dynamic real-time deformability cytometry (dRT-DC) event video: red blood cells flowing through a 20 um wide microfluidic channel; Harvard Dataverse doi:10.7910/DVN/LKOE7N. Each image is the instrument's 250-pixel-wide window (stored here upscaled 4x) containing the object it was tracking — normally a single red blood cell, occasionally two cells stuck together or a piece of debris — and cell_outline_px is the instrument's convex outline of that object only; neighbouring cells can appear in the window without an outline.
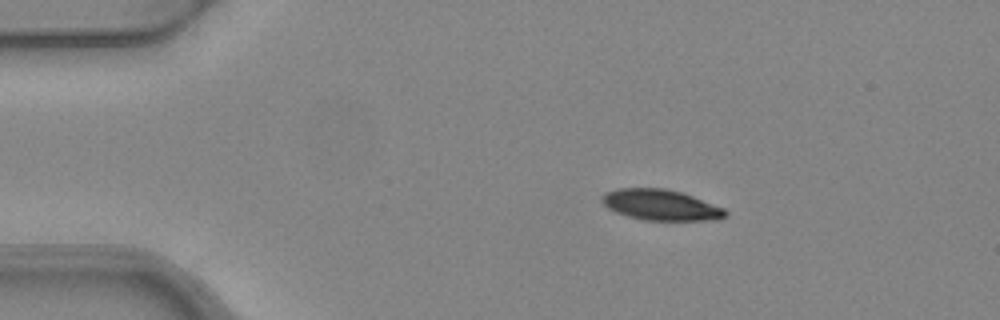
{"species": "common noctule bat (a hibernating species)", "species_latin": "Nyctalus noctula", "temperature_condition": "warm", "stored_images_in_passage": 5, "camera_frame_rate_fps": 3000, "um_per_image_px": 0.085, "animal": {"sex": "female", "body_mass_g": 24.6, "forearm_length_mm": 56.2}, "frame": {"image": 1, "passage_image": 1, "time_ms": 0.0, "image_size_px": [1000, 320], "cell_outline_px": [[728, 216], [720, 220], [644, 220], [628, 216], [616, 212], [608, 208], [600, 200], [600, 196], [604, 192], [616, 188], [664, 188], [680, 192], [692, 196], [724, 208], [728, 212]], "centroid_in_image_um": [56.15, 17.42], "position_along_channel_um": 28.8, "area_um2": 22.25}}
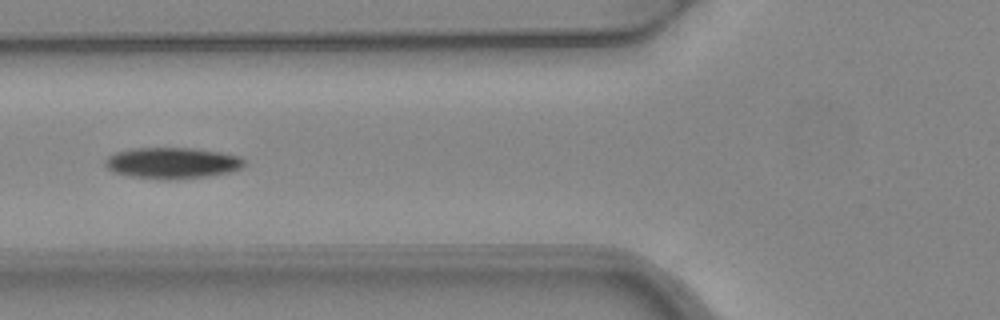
{"frame": {"image": 2, "passage_image": 4, "time_ms": 1.0, "image_size_px": [1000, 320], "cell_outline_px": [[244, 164], [240, 168], [228, 172], [208, 176], [168, 180], [160, 180], [132, 176], [112, 172], [104, 164], [104, 160], [108, 156], [116, 152], [132, 148], [196, 148], [220, 152], [240, 156], [244, 160]], "centroid_in_image_um": [14.61, 13.85], "position_along_channel_um": 111.2, "area_um2": 25.32}}
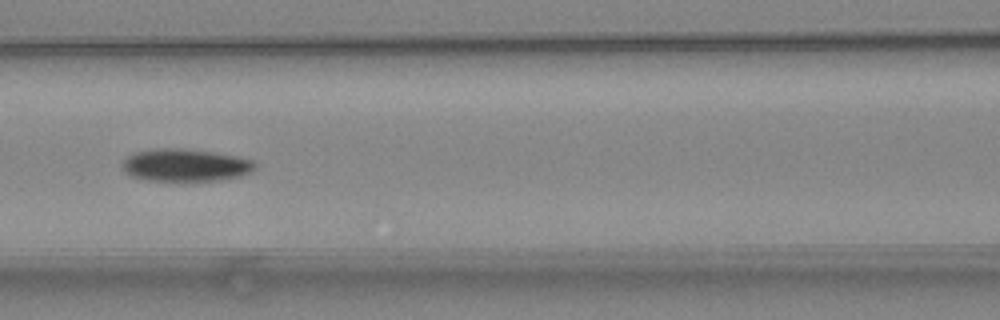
{"frame": {"image": 3, "passage_image": 5, "time_ms": 1.333, "image_size_px": [1000, 320], "cell_outline_px": [[256, 168], [252, 172], [240, 176], [220, 180], [140, 180], [124, 172], [120, 168], [120, 164], [132, 152], [160, 148], [180, 148], [212, 152], [236, 156], [256, 160]], "centroid_in_image_um": [15.74, 14.03], "position_along_channel_um": 150.9, "area_um2": 25.37}}